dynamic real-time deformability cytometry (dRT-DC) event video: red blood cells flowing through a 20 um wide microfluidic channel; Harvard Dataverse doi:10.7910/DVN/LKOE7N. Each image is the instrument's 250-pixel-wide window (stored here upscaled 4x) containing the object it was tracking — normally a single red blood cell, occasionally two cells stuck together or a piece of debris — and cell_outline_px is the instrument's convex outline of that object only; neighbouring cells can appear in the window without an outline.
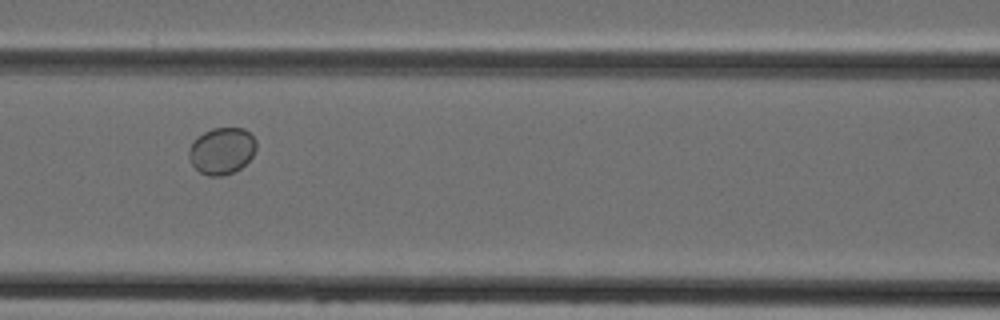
{"species": "Egyptian fruit bat (a non-hibernating species)", "species_latin": "Rousettus aegyptiacus", "temperature_condition": "cold", "stored_images_in_passage": 9, "camera_frame_rate_fps": 3000, "um_per_image_px": 0.085, "animal": {"sex": "female"}, "frame": {"image": 1, "passage_image": 6, "time_ms": 5.667, "image_size_px": [1000, 320], "cell_outline_px": [[256, 148], [252, 156], [240, 168], [224, 176], [208, 176], [200, 172], [192, 164], [188, 156], [188, 148], [192, 140], [204, 132], [212, 128], [244, 128], [256, 140]], "centroid_in_image_um": [18.82, 12.81], "position_along_channel_um": 147.8, "area_um2": 18.38}}
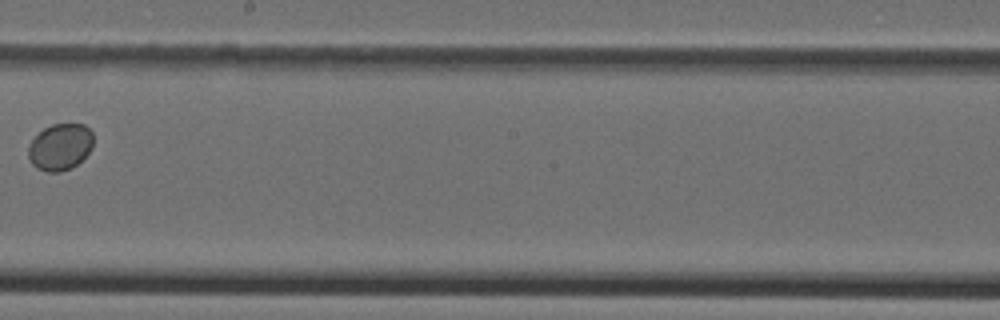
{"frame": {"image": 2, "passage_image": 8, "time_ms": 8.0, "image_size_px": [1000, 320], "cell_outline_px": [[92, 148], [72, 168], [60, 172], [48, 172], [36, 168], [32, 164], [28, 156], [28, 144], [44, 128], [52, 124], [84, 124], [92, 132]], "centroid_in_image_um": [5.09, 12.49], "position_along_channel_um": 243.1, "area_um2": 17.57}}
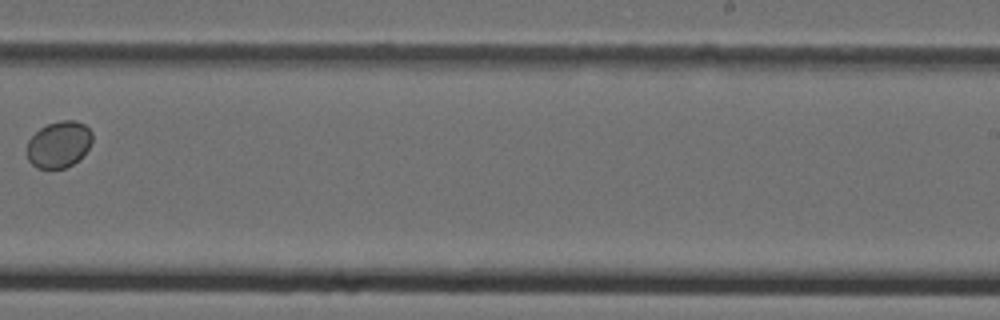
{"frame": {"image": 3, "passage_image": 9, "time_ms": 9.0, "image_size_px": [1000, 320], "cell_outline_px": [[92, 140], [88, 148], [72, 164], [64, 168], [36, 168], [28, 160], [28, 140], [40, 128], [48, 124], [60, 120], [76, 120], [84, 124], [92, 132]], "centroid_in_image_um": [5.0, 12.26], "position_along_channel_um": 284.0, "area_um2": 17.46}}